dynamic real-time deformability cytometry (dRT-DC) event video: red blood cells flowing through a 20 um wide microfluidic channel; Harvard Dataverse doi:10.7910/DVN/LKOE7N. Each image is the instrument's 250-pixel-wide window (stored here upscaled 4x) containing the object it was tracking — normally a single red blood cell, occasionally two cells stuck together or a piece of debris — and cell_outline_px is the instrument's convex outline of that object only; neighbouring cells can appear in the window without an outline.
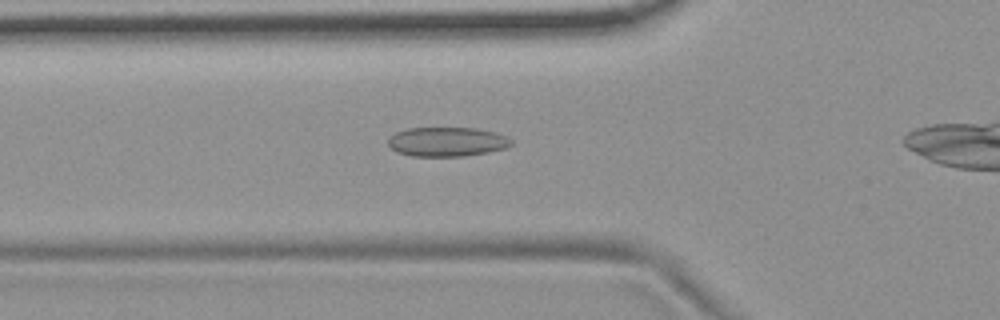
{"species": "common noctule bat (a hibernating species)", "species_latin": "Nyctalus noctula", "temperature_condition": "room temperature", "stored_images_in_passage": 36, "camera_frame_rate_fps": 3000, "um_per_image_px": 0.085, "animal": {"sex": "female", "body_mass_g": 19.9}, "frame": {"image": 1, "passage_image": 10, "time_ms": 3.0, "image_size_px": [1000, 320], "cell_outline_px": [[512, 144], [504, 148], [488, 152], [464, 156], [412, 156], [396, 152], [388, 144], [388, 140], [396, 132], [404, 128], [476, 128], [496, 132], [508, 136], [512, 140]], "centroid_in_image_um": [38.0, 12.04], "position_along_channel_um": 87.8, "area_um2": 21.1}}
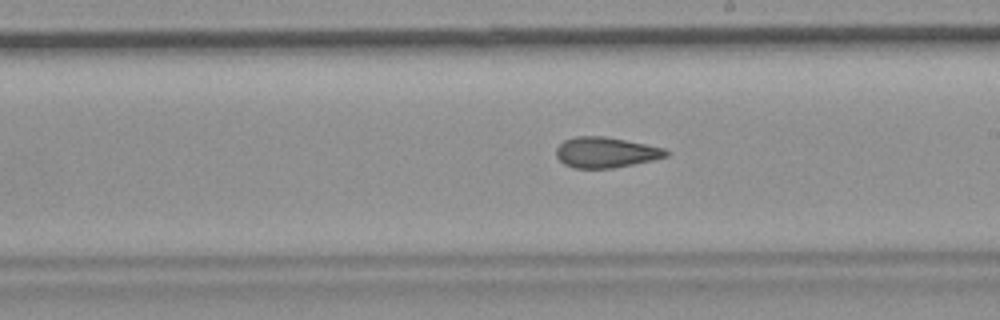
{"frame": {"image": 2, "passage_image": 22, "time_ms": 7.0, "image_size_px": [1000, 320], "cell_outline_px": [[668, 156], [652, 160], [612, 168], [572, 168], [564, 164], [556, 156], [556, 148], [564, 140], [576, 136], [604, 136], [664, 148], [668, 152]], "centroid_in_image_um": [51.45, 12.95], "position_along_channel_um": 237.6, "area_um2": 19.36}}
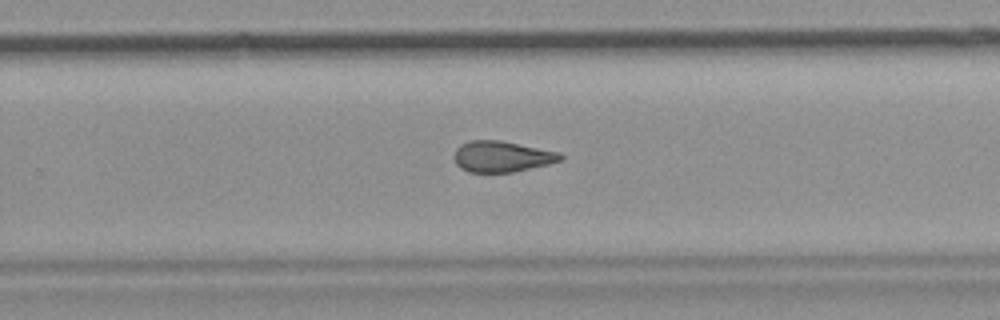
{"frame": {"image": 3, "passage_image": 26, "time_ms": 8.333, "image_size_px": [1000, 320], "cell_outline_px": [[564, 160], [548, 164], [512, 172], [468, 172], [460, 168], [456, 164], [452, 156], [456, 148], [460, 144], [468, 140], [500, 140], [560, 152], [564, 156]], "centroid_in_image_um": [42.63, 13.3], "position_along_channel_um": 287.2, "area_um2": 19.42}}